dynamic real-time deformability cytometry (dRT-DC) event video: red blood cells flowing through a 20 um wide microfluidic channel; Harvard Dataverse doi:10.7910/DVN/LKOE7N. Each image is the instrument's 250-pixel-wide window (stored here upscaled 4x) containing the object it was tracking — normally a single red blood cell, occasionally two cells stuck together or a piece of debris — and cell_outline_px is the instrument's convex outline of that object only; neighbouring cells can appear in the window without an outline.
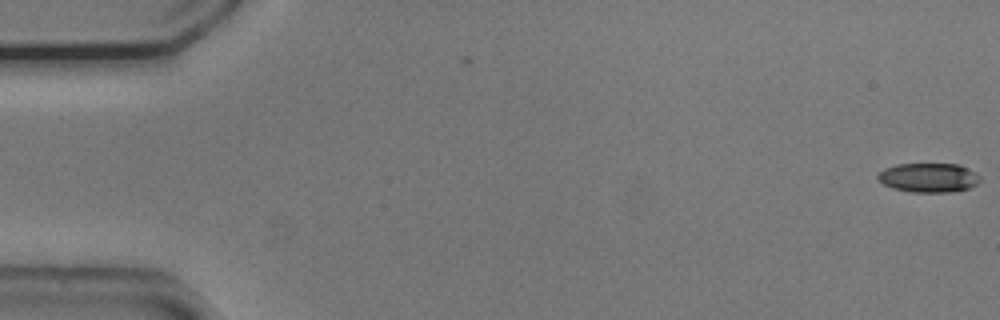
{"species": "common noctule bat (a hibernating species)", "species_latin": "Nyctalus noctula", "temperature_condition": "cold", "stored_images_in_passage": 54, "camera_frame_rate_fps": 3000, "um_per_image_px": 0.085, "animal": {"sex": "male", "body_mass_g": 20.5, "forearm_length_mm": 52.5}, "frame": {"image": 1, "passage_image": 1, "time_ms": 0.0, "image_size_px": [1000, 320], "cell_outline_px": [[980, 180], [976, 184], [968, 188], [948, 192], [912, 192], [892, 188], [884, 184], [876, 176], [884, 168], [896, 164], [956, 164], [968, 168], [976, 172], [980, 176]], "centroid_in_image_um": [78.93, 15.09], "position_along_channel_um": 6.1, "area_um2": 17.34}}
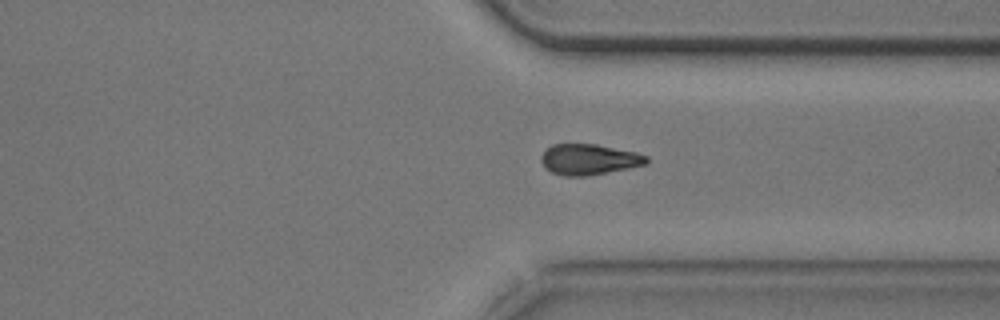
{"frame": {"image": 2, "passage_image": 41, "time_ms": 13.333, "image_size_px": [1000, 320], "cell_outline_px": [[648, 160], [644, 164], [628, 168], [588, 176], [564, 176], [552, 172], [544, 168], [540, 160], [540, 156], [552, 144], [596, 144], [636, 152], [648, 156]], "centroid_in_image_um": [50.03, 13.55], "position_along_channel_um": 361.4, "area_um2": 18.84}}
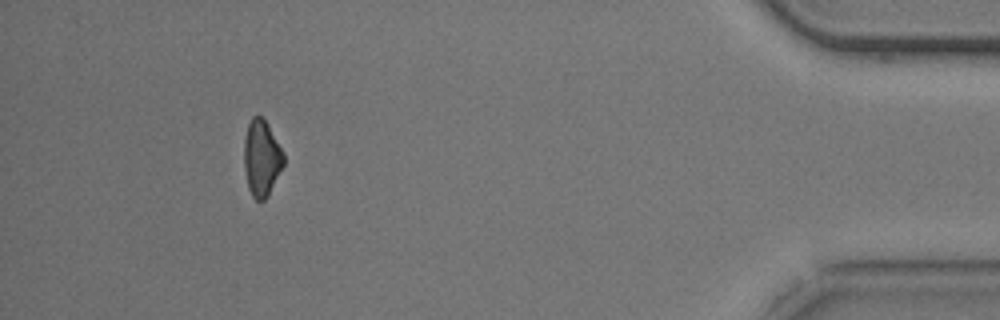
{"frame": {"image": 3, "passage_image": 50, "time_ms": 16.333, "image_size_px": [1000, 320], "cell_outline_px": [[284, 164], [268, 196], [264, 200], [256, 200], [252, 196], [248, 188], [244, 168], [244, 140], [248, 124], [252, 116], [260, 116], [268, 124], [284, 152]], "centroid_in_image_um": [22.24, 13.44], "position_along_channel_um": 413.0, "area_um2": 17.63}, "authors_computed_cell_mechanics": {"area_um2": 18.9295, "velocity_mm_per_s": 3.7699, "shape_relaxation_time_tau1_ms": 5.8058, "shape_relaxation_time_tau2_ms": null, "deformation_change_tau1": 0.1294, "deformation_change_tau2": null}}